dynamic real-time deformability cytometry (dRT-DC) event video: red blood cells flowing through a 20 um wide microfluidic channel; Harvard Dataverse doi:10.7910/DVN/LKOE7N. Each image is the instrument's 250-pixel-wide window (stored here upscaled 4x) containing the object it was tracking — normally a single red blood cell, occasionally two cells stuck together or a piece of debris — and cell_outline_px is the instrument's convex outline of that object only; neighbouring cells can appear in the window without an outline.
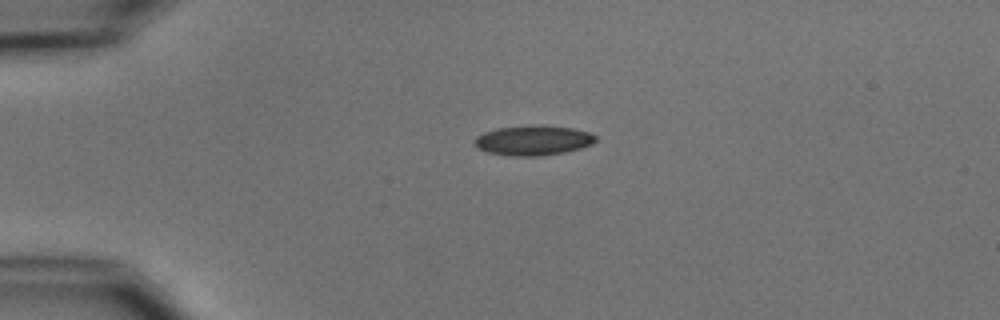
{"species": "common noctule bat (a hibernating species)", "species_latin": "Nyctalus noctula", "temperature_condition": "cold", "stored_images_in_passage": 5, "camera_frame_rate_fps": 3000, "um_per_image_px": 0.085, "animal": {"sex": "male", "body_mass_g": 15.6}, "frame": {"image": 1, "passage_image": 3, "time_ms": 2.333, "image_size_px": [1000, 320], "cell_outline_px": [[596, 140], [592, 144], [580, 148], [564, 152], [536, 156], [512, 156], [488, 152], [476, 148], [472, 144], [472, 140], [476, 136], [484, 132], [500, 128], [572, 128], [588, 132], [596, 136]], "centroid_in_image_um": [45.25, 11.99], "position_along_channel_um": 39.7, "area_um2": 20.11}}